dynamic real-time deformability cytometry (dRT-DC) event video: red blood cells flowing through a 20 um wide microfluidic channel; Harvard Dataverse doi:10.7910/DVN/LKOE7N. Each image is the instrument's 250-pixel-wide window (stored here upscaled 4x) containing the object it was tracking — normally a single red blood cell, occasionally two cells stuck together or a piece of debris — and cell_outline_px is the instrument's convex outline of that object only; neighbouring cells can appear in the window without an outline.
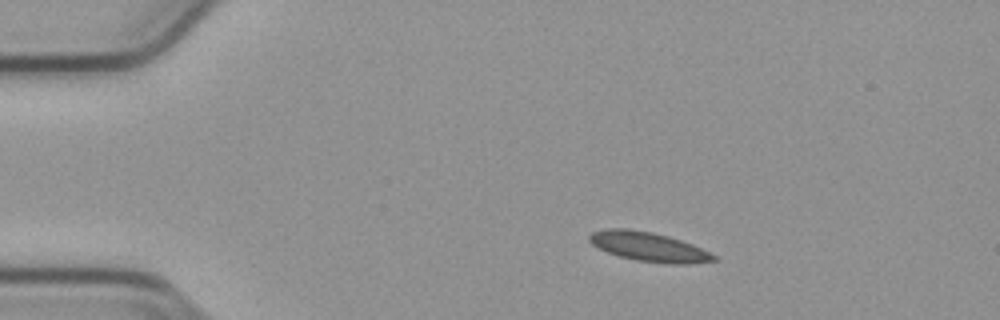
{"species": "common noctule bat (a hibernating species)", "species_latin": "Nyctalus noctula", "temperature_condition": "cold", "stored_images_in_passage": 46, "camera_frame_rate_fps": 3000, "um_per_image_px": 0.085, "animal": {"sex": "male", "body_mass_g": 23.1, "forearm_length_mm": 52.7}, "frame": {"image": 1, "passage_image": 1, "time_ms": 0.0, "image_size_px": [1000, 320], "cell_outline_px": [[720, 260], [688, 264], [668, 264], [636, 260], [620, 256], [608, 252], [592, 244], [588, 240], [588, 236], [592, 232], [608, 228], [628, 228], [652, 232], [668, 236], [692, 244], [716, 256]], "centroid_in_image_um": [55.14, 20.97], "position_along_channel_um": 29.9, "area_um2": 21.15}}
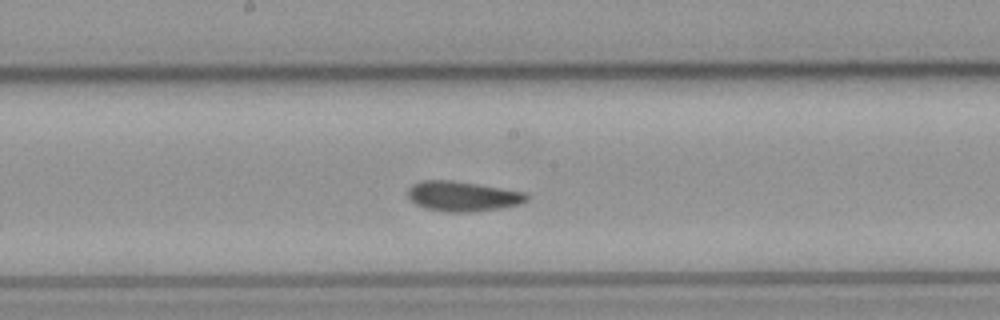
{"frame": {"image": 2, "passage_image": 20, "time_ms": 6.333, "image_size_px": [1000, 320], "cell_outline_px": [[528, 200], [524, 204], [500, 208], [472, 212], [444, 212], [424, 208], [416, 204], [408, 196], [408, 188], [412, 184], [420, 180], [452, 180], [524, 192], [528, 196]], "centroid_in_image_um": [39.32, 16.69], "position_along_channel_um": 208.9, "area_um2": 20.87}}
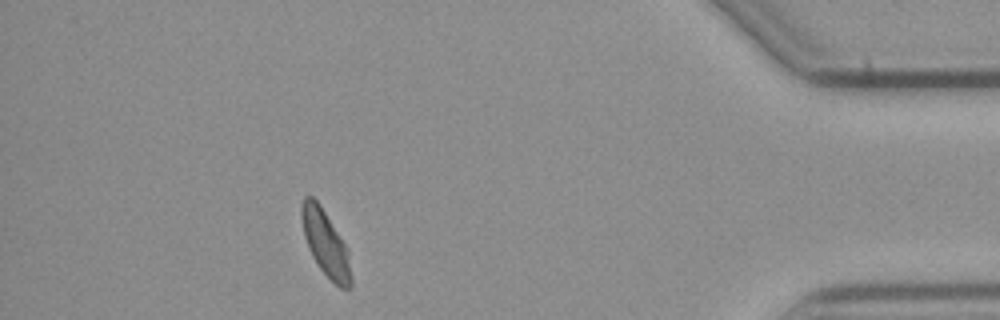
{"frame": {"image": 3, "passage_image": 40, "time_ms": 13.0, "image_size_px": [1000, 320], "cell_outline_px": [[352, 288], [340, 288], [316, 264], [308, 248], [304, 236], [300, 216], [300, 204], [304, 196], [312, 196], [320, 204], [348, 248], [352, 276]], "centroid_in_image_um": [27.67, 20.66], "position_along_channel_um": 407.5, "area_um2": 19.19}, "authors_computed_cell_mechanics": {"area_um2": 20.0855, "velocity_mm_per_s": 3.7715, "shape_relaxation_time_tau1_ms": 11.3904, "shape_relaxation_time_tau2_ms": null, "deformation_change_tau1": 0.1522, "deformation_change_tau2": null}}